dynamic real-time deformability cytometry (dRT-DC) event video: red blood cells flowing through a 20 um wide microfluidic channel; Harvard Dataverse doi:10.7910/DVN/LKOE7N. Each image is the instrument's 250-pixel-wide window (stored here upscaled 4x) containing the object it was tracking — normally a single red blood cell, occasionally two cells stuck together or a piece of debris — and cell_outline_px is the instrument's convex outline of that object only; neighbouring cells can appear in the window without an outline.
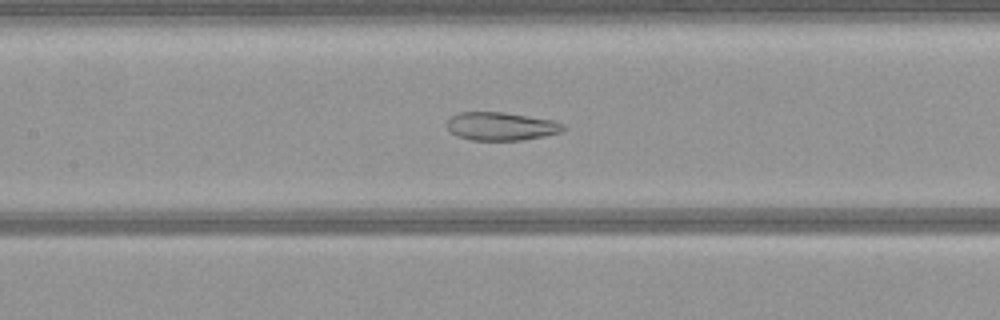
{"species": "common noctule bat (a hibernating species)", "species_latin": "Nyctalus noctula", "temperature_condition": "warm", "stored_images_in_passage": 52, "camera_frame_rate_fps": 3000, "um_per_image_px": 0.085, "animal": {"sex": "female", "body_mass_g": 21.9}, "frame": {"image": 1, "passage_image": 23, "time_ms": 7.333, "image_size_px": [1000, 320], "cell_outline_px": [[568, 128], [564, 132], [524, 140], [472, 140], [456, 136], [448, 128], [448, 120], [452, 116], [460, 112], [504, 112], [552, 120], [564, 124]], "centroid_in_image_um": [42.65, 10.74], "position_along_channel_um": 164.7, "area_um2": 19.19}}
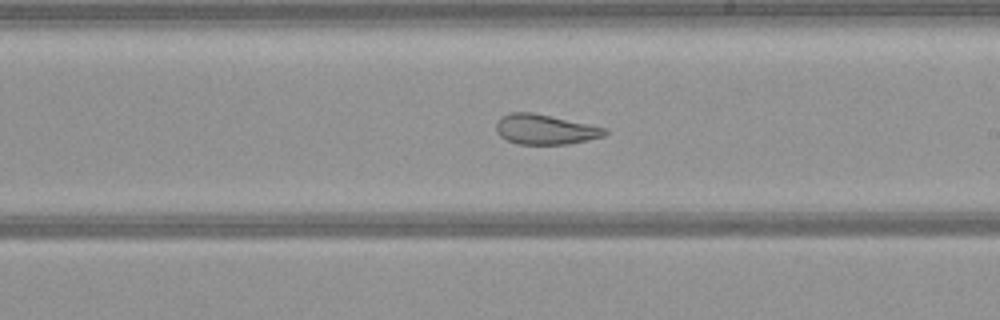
{"frame": {"image": 2, "passage_image": 29, "time_ms": 9.333, "image_size_px": [1000, 320], "cell_outline_px": [[608, 132], [604, 136], [588, 140], [568, 144], [520, 144], [504, 140], [496, 132], [496, 124], [500, 116], [512, 112], [532, 112], [608, 128]], "centroid_in_image_um": [46.32, 11.0], "position_along_channel_um": 242.7, "area_um2": 19.13}}
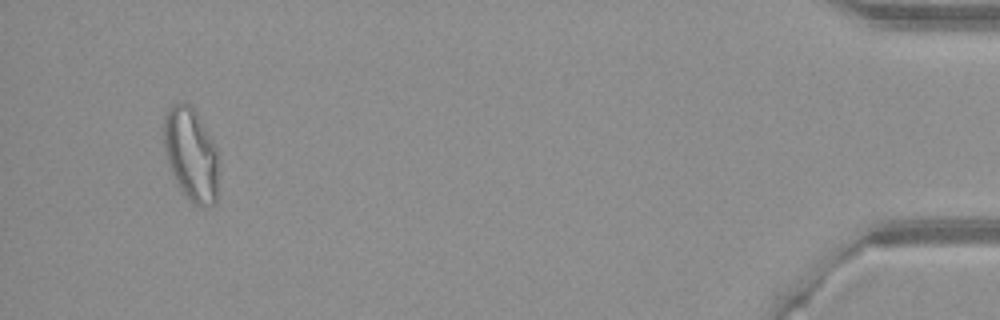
{"frame": {"image": 3, "passage_image": 49, "time_ms": 16.0, "image_size_px": [1000, 320], "cell_outline_px": [[220, 156], [216, 204], [208, 208], [200, 208], [188, 200], [176, 184], [168, 164], [164, 148], [164, 116], [168, 108], [172, 104], [188, 104], [196, 112], [212, 140]], "centroid_in_image_um": [16.27, 13.21], "position_along_channel_um": 418.9, "area_um2": 30.35}}